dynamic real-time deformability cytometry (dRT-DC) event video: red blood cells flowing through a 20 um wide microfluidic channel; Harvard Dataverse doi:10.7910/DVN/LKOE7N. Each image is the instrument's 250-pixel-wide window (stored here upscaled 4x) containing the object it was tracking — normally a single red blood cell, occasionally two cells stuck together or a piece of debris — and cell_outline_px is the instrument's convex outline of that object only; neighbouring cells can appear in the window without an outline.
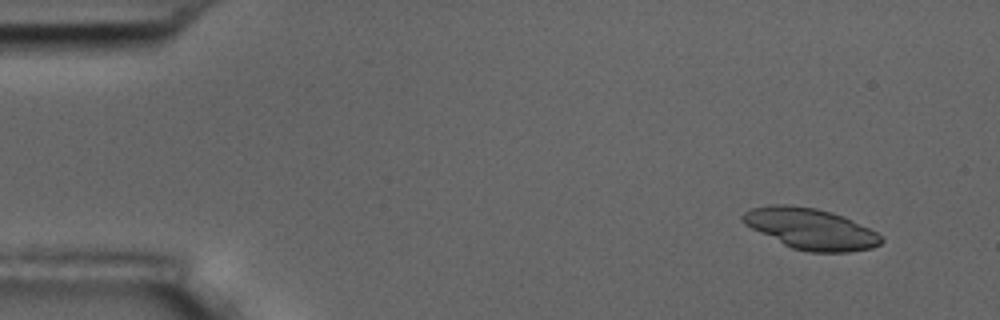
{"species": "common noctule bat (a hibernating species)", "species_latin": "Nyctalus noctula", "temperature_condition": "room temperature", "stored_images_in_passage": 4, "camera_frame_rate_fps": 3000, "um_per_image_px": 0.085, "animal": {"sex": "male", "body_mass_g": 17.5, "forearm_length_mm": 52.3}, "frame": {"image": 1, "passage_image": 1, "time_ms": 0.0, "image_size_px": [1000, 320], "cell_outline_px": [[884, 240], [880, 244], [872, 248], [848, 252], [808, 252], [792, 248], [744, 224], [740, 216], [744, 212], [752, 208], [772, 204], [788, 204], [816, 208], [832, 212], [844, 216], [876, 232]], "centroid_in_image_um": [68.9, 19.44], "position_along_channel_um": 16.1, "area_um2": 32.89}}